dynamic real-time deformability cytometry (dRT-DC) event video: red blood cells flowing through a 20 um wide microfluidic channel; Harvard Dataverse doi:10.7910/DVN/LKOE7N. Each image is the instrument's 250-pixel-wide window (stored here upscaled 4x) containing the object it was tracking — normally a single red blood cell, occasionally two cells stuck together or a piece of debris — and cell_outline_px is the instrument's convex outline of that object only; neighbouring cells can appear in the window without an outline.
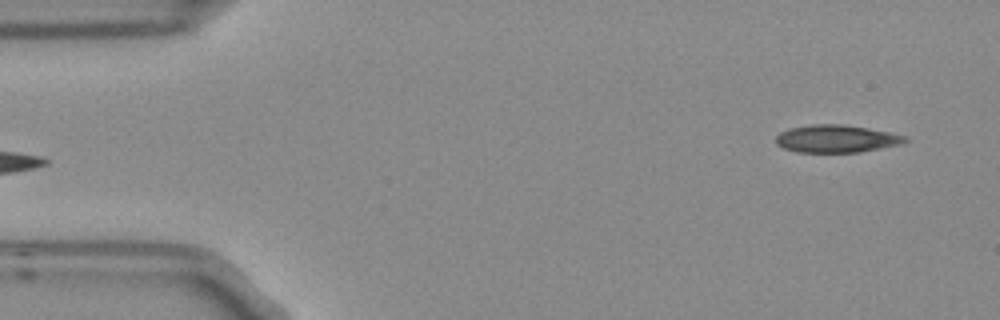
{"species": "Egyptian fruit bat (a non-hibernating species)", "species_latin": "Rousettus aegyptiacus", "temperature_condition": "room temperature", "stored_images_in_passage": 4, "segment_of_instrument_passage": [2, 2], "camera_frame_rate_fps": 3000, "um_per_image_px": 0.085, "frame": {"image": 1, "passage_image": 4, "time_ms": 1.0, "image_size_px": [1000, 320], "cell_outline_px": [[908, 140], [896, 144], [880, 148], [860, 152], [796, 152], [784, 148], [776, 144], [776, 136], [780, 132], [792, 128], [812, 124], [840, 124], [868, 128], [888, 132], [904, 136]], "centroid_in_image_um": [71.03, 11.79], "position_along_channel_um": 14.0, "area_um2": 20.4}}